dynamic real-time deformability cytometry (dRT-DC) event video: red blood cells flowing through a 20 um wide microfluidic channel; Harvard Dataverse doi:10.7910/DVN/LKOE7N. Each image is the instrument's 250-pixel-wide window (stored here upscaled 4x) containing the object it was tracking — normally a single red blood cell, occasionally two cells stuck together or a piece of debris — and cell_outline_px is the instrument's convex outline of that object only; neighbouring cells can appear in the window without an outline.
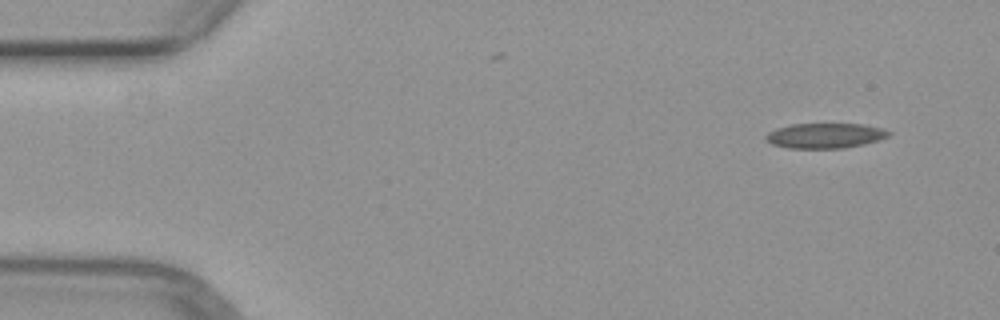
{"species": "common noctule bat (a hibernating species)", "species_latin": "Nyctalus noctula", "temperature_condition": "warm", "stored_images_in_passage": 2, "camera_frame_rate_fps": 3000, "um_per_image_px": 0.085, "animal": {"sex": "female", "body_mass_g": 29.2, "forearm_length_mm": 56.3}, "frame": {"image": 1, "passage_image": 2, "time_ms": 1.333, "image_size_px": [1000, 320], "cell_outline_px": [[892, 132], [888, 136], [864, 144], [844, 148], [788, 148], [772, 144], [764, 140], [764, 136], [768, 132], [776, 128], [792, 124], [860, 124], [880, 128]], "centroid_in_image_um": [70.07, 11.53], "position_along_channel_um": 14.9, "area_um2": 17.86}}